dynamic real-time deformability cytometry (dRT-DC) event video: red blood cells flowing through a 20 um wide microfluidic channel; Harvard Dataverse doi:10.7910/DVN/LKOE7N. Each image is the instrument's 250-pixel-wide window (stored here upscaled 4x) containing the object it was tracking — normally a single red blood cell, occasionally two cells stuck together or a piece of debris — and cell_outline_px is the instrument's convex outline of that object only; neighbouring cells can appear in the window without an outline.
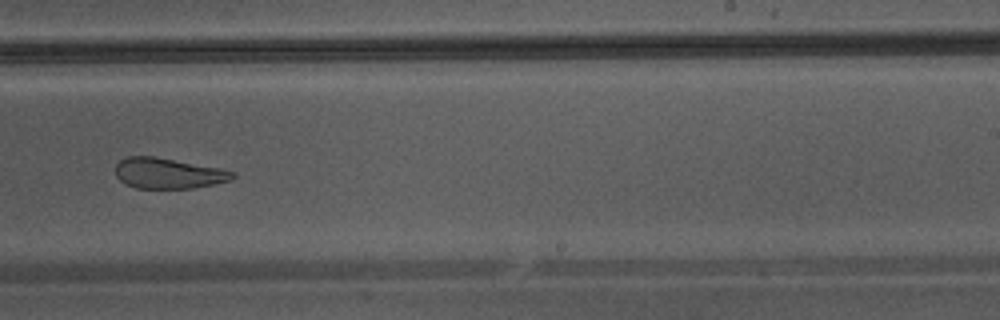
{"species": "Egyptian fruit bat (a non-hibernating species)", "species_latin": "Rousettus aegyptiacus", "temperature_condition": "warm", "stored_images_in_passage": 40, "camera_frame_rate_fps": 3000, "um_per_image_px": 0.085, "animal": {"sex": "male"}, "frame": {"image": 1, "passage_image": 23, "time_ms": 7.333, "image_size_px": [1000, 320], "cell_outline_px": [[236, 176], [228, 180], [212, 184], [192, 188], [136, 188], [120, 180], [116, 176], [116, 164], [120, 160], [128, 156], [156, 156], [220, 168], [236, 172]], "centroid_in_image_um": [14.29, 14.71], "position_along_channel_um": 274.7, "area_um2": 20.75}}